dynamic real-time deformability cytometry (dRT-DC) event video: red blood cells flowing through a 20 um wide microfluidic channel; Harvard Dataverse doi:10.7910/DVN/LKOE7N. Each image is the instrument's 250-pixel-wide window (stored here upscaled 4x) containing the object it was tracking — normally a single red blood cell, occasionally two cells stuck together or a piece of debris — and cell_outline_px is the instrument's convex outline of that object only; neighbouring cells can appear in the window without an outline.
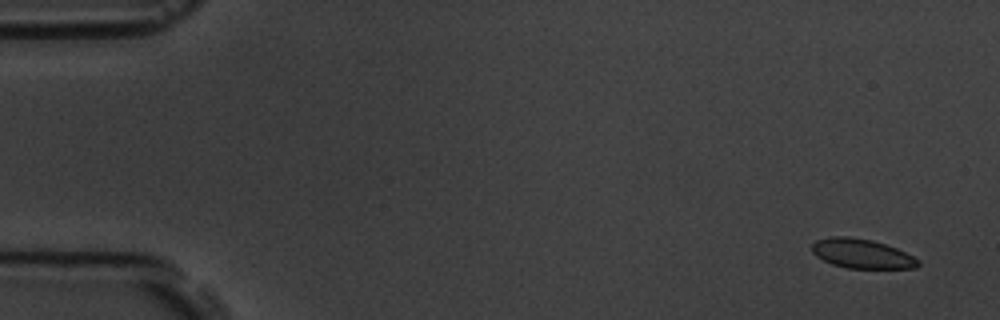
{"species": "common noctule bat (a hibernating species)", "species_latin": "Nyctalus noctula", "temperature_condition": "room temperature", "stored_images_in_passage": 56, "camera_frame_rate_fps": 3000, "um_per_image_px": 0.085, "animal": {"sex": "male", "body_mass_g": 19.5, "forearm_length_mm": 54.6}, "frame": {"image": 1, "passage_image": 3, "time_ms": 0.667, "image_size_px": [1000, 320], "cell_outline_px": [[920, 264], [916, 268], [848, 268], [832, 264], [816, 256], [812, 252], [812, 244], [816, 240], [828, 236], [848, 236], [872, 240], [896, 248], [920, 260]], "centroid_in_image_um": [73.23, 21.55], "position_along_channel_um": 11.8, "area_um2": 18.15}}
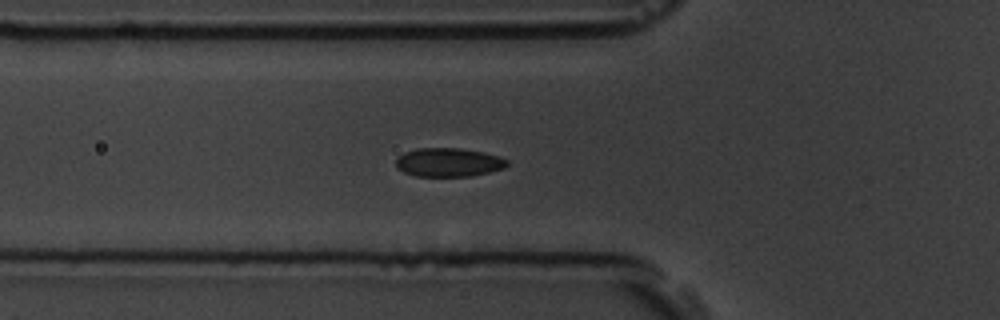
{"frame": {"image": 2, "passage_image": 20, "time_ms": 6.333, "image_size_px": [1000, 320], "cell_outline_px": [[508, 164], [504, 168], [472, 176], [416, 176], [404, 172], [396, 168], [396, 156], [404, 152], [416, 148], [460, 148], [484, 152], [500, 156], [508, 160]], "centroid_in_image_um": [38.11, 13.79], "position_along_channel_um": 87.7, "area_um2": 18.79}}
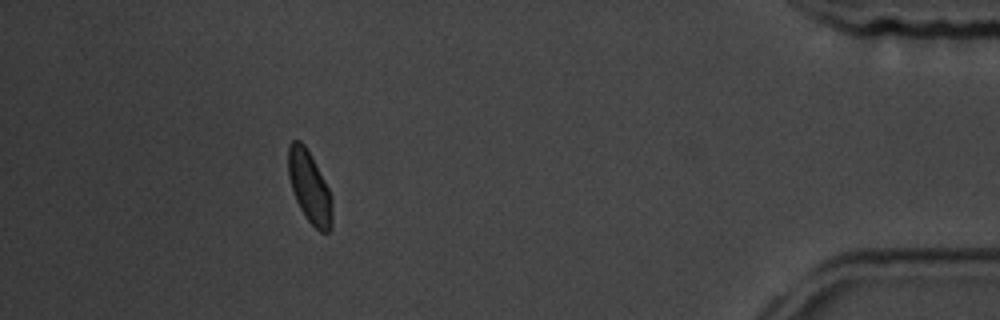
{"frame": {"image": 3, "passage_image": 51, "time_ms": 16.667, "image_size_px": [1000, 320], "cell_outline_px": [[332, 228], [328, 232], [320, 232], [308, 220], [300, 208], [296, 200], [288, 176], [288, 144], [292, 140], [300, 140], [304, 144], [324, 180], [328, 188], [332, 200]], "centroid_in_image_um": [26.3, 15.91], "position_along_channel_um": 408.9, "area_um2": 18.15}, "authors_computed_cell_mechanics": {"area_um2": 18.6405, "velocity_mm_per_s": 3.6395, "shape_relaxation_time_tau1_ms": 4.0883, "shape_relaxation_time_tau2_ms": 0.8374, "deformation_change_tau1": 0.0829, "deformation_change_tau2": 0.0447}}